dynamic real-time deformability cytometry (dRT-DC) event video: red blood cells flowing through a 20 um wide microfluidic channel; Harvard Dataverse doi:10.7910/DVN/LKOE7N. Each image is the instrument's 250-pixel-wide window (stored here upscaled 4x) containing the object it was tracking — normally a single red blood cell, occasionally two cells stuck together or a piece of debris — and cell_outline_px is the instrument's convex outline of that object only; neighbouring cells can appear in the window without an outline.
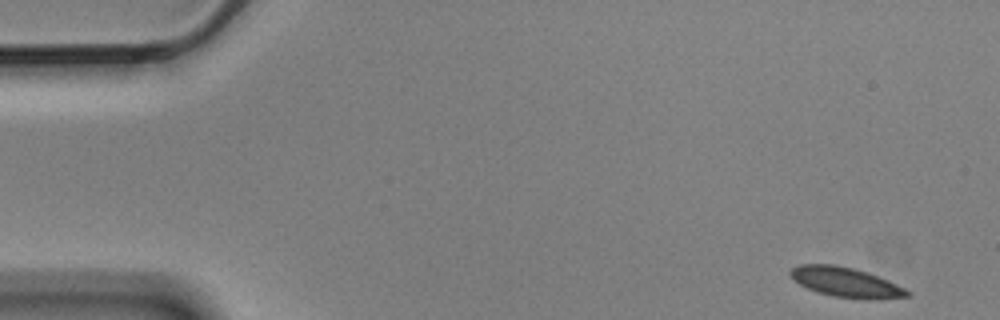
{"species": "Egyptian fruit bat (a non-hibernating species)", "species_latin": "Rousettus aegyptiacus", "temperature_condition": "cold", "stored_images_in_passage": 8, "camera_frame_rate_fps": 3000, "um_per_image_px": 0.085, "animal": {"sex": "male"}, "frame": {"image": 1, "passage_image": 1, "time_ms": 0.0, "image_size_px": [1000, 320], "cell_outline_px": [[912, 292], [908, 296], [868, 300], [832, 296], [816, 292], [800, 284], [788, 272], [792, 268], [800, 264], [832, 264], [852, 268], [888, 280]], "centroid_in_image_um": [71.89, 24.0], "position_along_channel_um": 13.1, "area_um2": 20.0}}
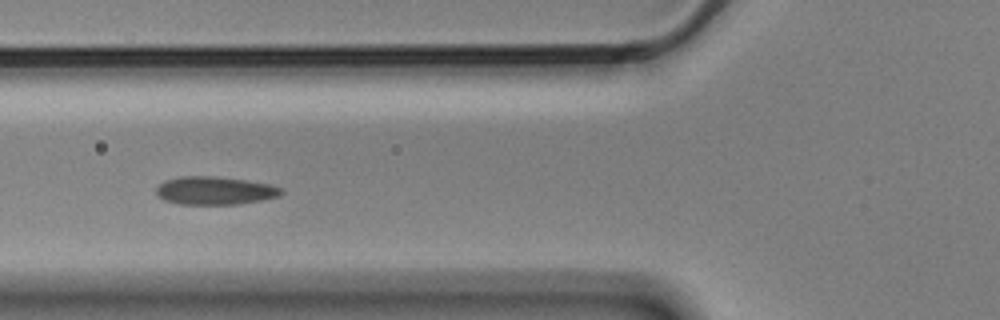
{"frame": {"image": 2, "passage_image": 6, "time_ms": 1.667, "image_size_px": [1000, 320], "cell_outline_px": [[284, 192], [280, 196], [240, 204], [176, 204], [164, 200], [156, 196], [156, 188], [164, 180], [180, 176], [212, 176], [244, 180], [268, 184], [280, 188]], "centroid_in_image_um": [18.2, 16.21], "position_along_channel_um": 107.6, "area_um2": 20.46}}
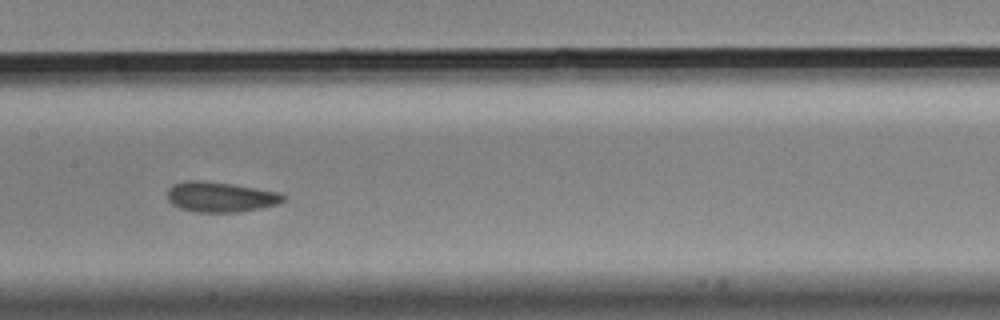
{"frame": {"image": 3, "passage_image": 8, "time_ms": 2.333, "image_size_px": [1000, 320], "cell_outline_px": [[288, 196], [284, 200], [276, 204], [260, 208], [236, 212], [196, 212], [180, 208], [172, 204], [168, 200], [168, 188], [172, 184], [184, 180], [204, 180], [232, 184], [280, 192]], "centroid_in_image_um": [18.72, 16.72], "position_along_channel_um": 188.7, "area_um2": 20.52}}